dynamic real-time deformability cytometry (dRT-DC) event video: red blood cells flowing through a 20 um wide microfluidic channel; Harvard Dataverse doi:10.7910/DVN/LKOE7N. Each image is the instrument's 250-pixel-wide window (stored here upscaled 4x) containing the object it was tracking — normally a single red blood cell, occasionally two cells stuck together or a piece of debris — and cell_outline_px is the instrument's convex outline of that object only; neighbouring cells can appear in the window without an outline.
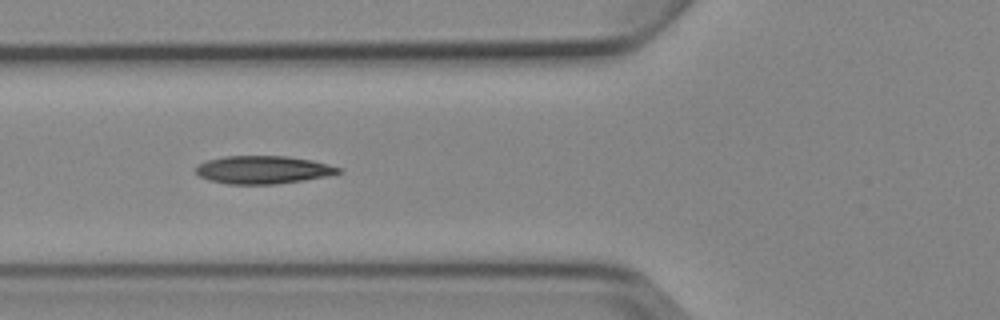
{"species": "Egyptian fruit bat (a non-hibernating species)", "species_latin": "Rousettus aegyptiacus", "temperature_condition": "cold", "stored_images_in_passage": 8, "camera_frame_rate_fps": 3000, "um_per_image_px": 0.085, "animal": {"sex": "female"}, "frame": {"image": 1, "passage_image": 6, "time_ms": 6.667, "image_size_px": [1000, 320], "cell_outline_px": [[340, 172], [328, 176], [304, 180], [276, 184], [228, 184], [208, 180], [200, 176], [196, 172], [196, 164], [208, 160], [224, 156], [288, 156], [312, 160], [340, 168]], "centroid_in_image_um": [22.32, 14.43], "position_along_channel_um": 103.5, "area_um2": 23.18}}
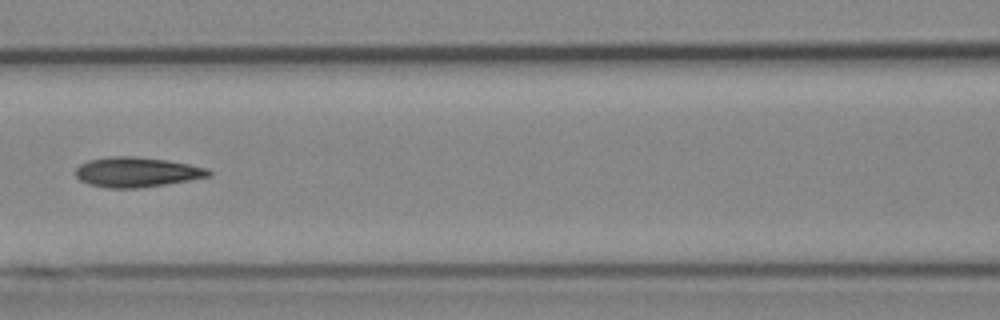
{"frame": {"image": 2, "passage_image": 7, "time_ms": 8.0, "image_size_px": [1000, 320], "cell_outline_px": [[212, 176], [168, 184], [140, 188], [104, 188], [88, 184], [80, 180], [76, 176], [76, 168], [80, 164], [88, 160], [108, 156], [132, 156], [168, 160], [208, 168], [212, 172]], "centroid_in_image_um": [11.63, 14.63], "position_along_channel_um": 155.0, "area_um2": 23.47}}
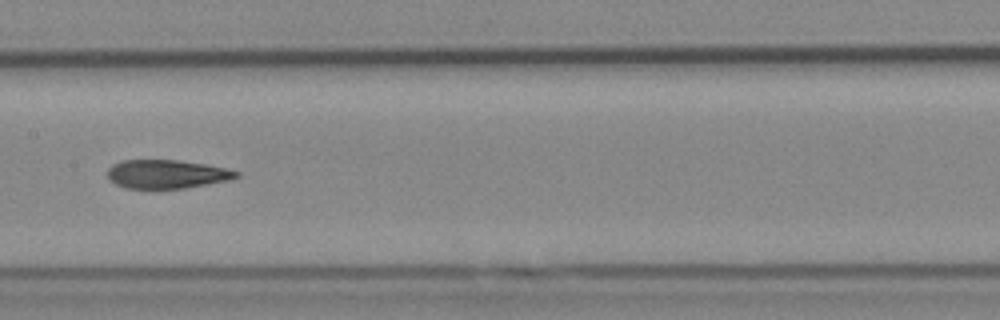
{"frame": {"image": 3, "passage_image": 8, "time_ms": 9.0, "image_size_px": [1000, 320], "cell_outline_px": [[240, 176], [228, 180], [184, 188], [128, 188], [116, 184], [108, 180], [108, 168], [112, 164], [120, 160], [176, 160], [204, 164], [228, 168], [240, 172]], "centroid_in_image_um": [14.16, 14.79], "position_along_channel_um": 193.2, "area_um2": 21.44}}